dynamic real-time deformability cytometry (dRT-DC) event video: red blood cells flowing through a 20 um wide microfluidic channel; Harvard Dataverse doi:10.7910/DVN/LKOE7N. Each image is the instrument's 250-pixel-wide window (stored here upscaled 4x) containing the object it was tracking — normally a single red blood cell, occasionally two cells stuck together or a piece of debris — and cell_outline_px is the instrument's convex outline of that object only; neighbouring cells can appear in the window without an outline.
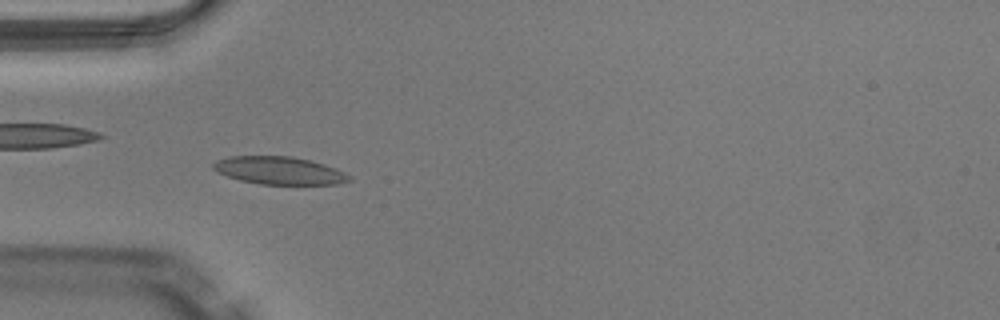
{"species": "Egyptian fruit bat (a non-hibernating species)", "species_latin": "Rousettus aegyptiacus", "temperature_condition": "warm", "stored_images_in_passage": 49, "camera_frame_rate_fps": 3000, "um_per_image_px": 0.085, "animal": {"sex": "male"}, "frame": {"image": 1, "passage_image": 15, "time_ms": 4.667, "image_size_px": [1000, 320], "cell_outline_px": [[352, 180], [336, 184], [260, 184], [240, 180], [216, 172], [212, 168], [212, 164], [216, 160], [232, 156], [292, 156], [312, 160], [336, 168], [352, 176]], "centroid_in_image_um": [23.75, 14.49], "position_along_channel_um": 61.3, "area_um2": 22.08}}
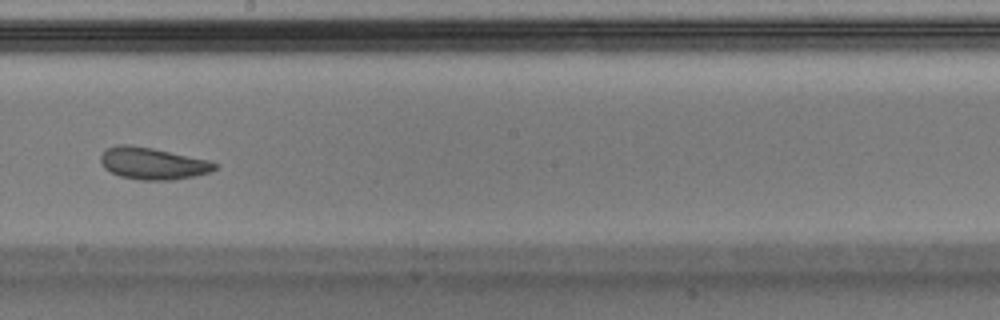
{"frame": {"image": 2, "passage_image": 28, "time_ms": 9.0, "image_size_px": [1000, 320], "cell_outline_px": [[220, 164], [216, 168], [208, 172], [192, 176], [172, 180], [140, 180], [120, 176], [104, 168], [100, 160], [100, 156], [108, 148], [116, 144], [124, 144], [152, 148], [208, 160]], "centroid_in_image_um": [12.97, 13.89], "position_along_channel_um": 235.2, "area_um2": 20.98}, "authors_computed_cell_mechanics": {"area_um2": 21.7328, "velocity_mm_per_s": 4.0465, "shape_relaxation_time_tau1_ms": 3.0529, "shape_relaxation_time_tau2_ms": 1.9179, "deformation_change_tau1": 0.0891, "deformation_change_tau2": 0.08}}